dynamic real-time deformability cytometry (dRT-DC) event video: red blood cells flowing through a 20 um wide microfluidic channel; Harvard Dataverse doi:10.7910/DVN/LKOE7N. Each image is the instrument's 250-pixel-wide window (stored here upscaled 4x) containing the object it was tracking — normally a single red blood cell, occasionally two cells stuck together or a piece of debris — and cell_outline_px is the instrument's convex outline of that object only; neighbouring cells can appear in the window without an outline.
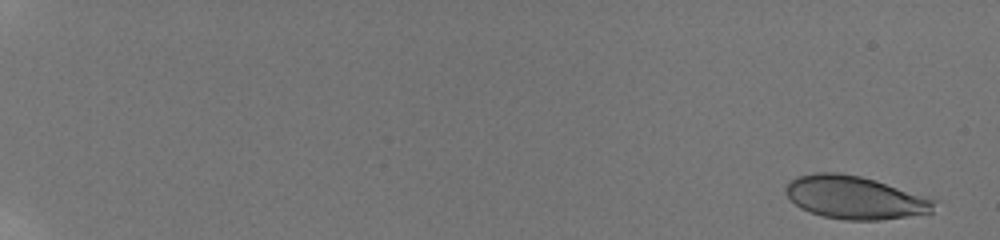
{"species": "human", "species_latin": "Homo sapiens", "temperature_condition": "room temperature", "stored_images_in_passage": 18, "camera_frame_rate_fps": 3000, "um_per_image_px": 0.085, "donor": {"sex": "male"}, "frame": {"image": 1, "passage_image": 3, "time_ms": 0.667, "image_size_px": [1000, 240], "cell_outline_px": [[936, 200], [932, 212], [908, 216], [880, 220], [844, 220], [820, 216], [800, 208], [784, 192], [784, 188], [792, 180], [800, 176], [816, 172], [836, 172], [860, 176], [876, 180]], "centroid_in_image_um": [72.64, 16.79], "position_along_channel_um": 12.4, "area_um2": 36.93}}
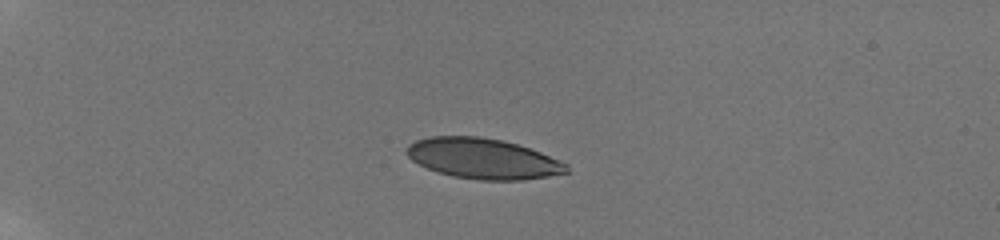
{"frame": {"image": 2, "passage_image": 15, "time_ms": 5.667, "image_size_px": [1000, 240], "cell_outline_px": [[568, 172], [548, 176], [520, 180], [480, 180], [452, 176], [436, 172], [412, 160], [404, 152], [408, 144], [416, 140], [432, 136], [480, 136], [504, 140], [540, 152], [568, 164]], "centroid_in_image_um": [41.02, 13.47], "position_along_channel_um": 44.0, "area_um2": 37.63}}